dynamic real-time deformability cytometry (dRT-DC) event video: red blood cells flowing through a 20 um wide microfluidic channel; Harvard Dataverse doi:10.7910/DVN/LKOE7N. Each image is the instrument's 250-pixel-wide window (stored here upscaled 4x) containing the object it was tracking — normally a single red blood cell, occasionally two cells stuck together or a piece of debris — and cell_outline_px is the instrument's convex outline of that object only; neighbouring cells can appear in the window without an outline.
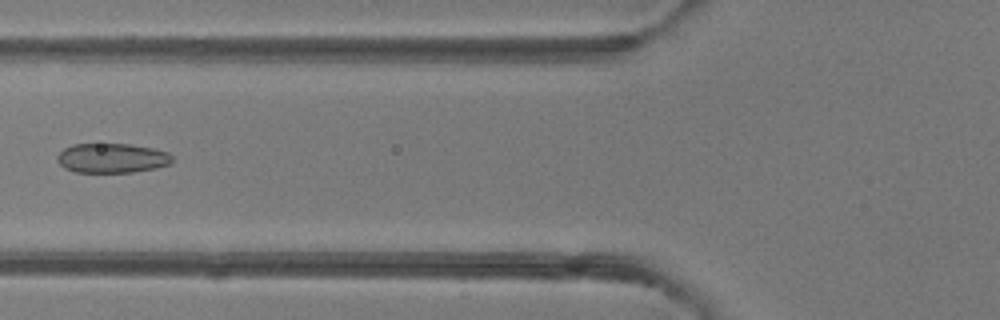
{"species": "common noctule bat (a hibernating species)", "species_latin": "Nyctalus noctula", "temperature_condition": "room temperature", "stored_images_in_passage": 5, "camera_frame_rate_fps": 3000, "um_per_image_px": 0.085, "animal": {"sex": "female"}, "frame": {"image": 1, "passage_image": 5, "time_ms": 5.333, "image_size_px": [1000, 320], "cell_outline_px": [[172, 164], [156, 168], [132, 172], [76, 172], [64, 168], [56, 160], [56, 156], [64, 148], [72, 144], [128, 144], [152, 148], [168, 152], [172, 156]], "centroid_in_image_um": [9.51, 13.44], "position_along_channel_um": 116.3, "area_um2": 19.88}}